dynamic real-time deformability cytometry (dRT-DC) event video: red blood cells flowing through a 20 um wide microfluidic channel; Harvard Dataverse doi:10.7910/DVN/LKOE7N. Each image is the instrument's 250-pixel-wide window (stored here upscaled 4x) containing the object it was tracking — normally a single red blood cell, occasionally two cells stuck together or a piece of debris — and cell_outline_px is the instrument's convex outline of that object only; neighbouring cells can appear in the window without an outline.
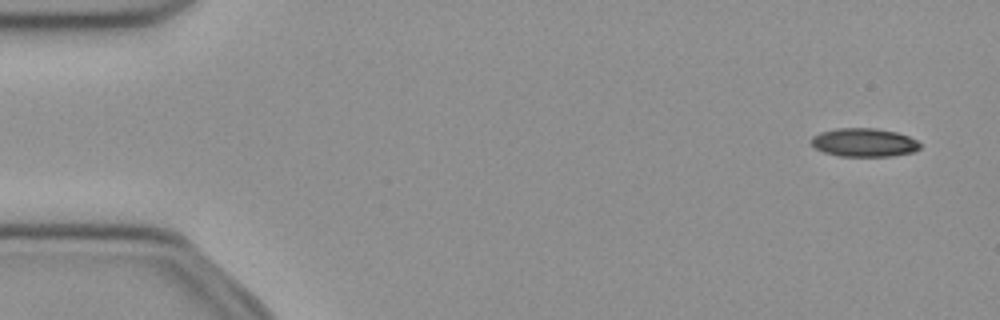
{"species": "common noctule bat (a hibernating species)", "species_latin": "Nyctalus noctula", "temperature_condition": "cold", "stored_images_in_passage": 45, "camera_frame_rate_fps": 3000, "um_per_image_px": 0.085, "animal": {"sex": "female", "body_mass_g": 21.9}, "frame": {"image": 1, "passage_image": 3, "time_ms": 0.667, "image_size_px": [1000, 320], "cell_outline_px": [[920, 148], [912, 152], [892, 156], [840, 156], [824, 152], [816, 148], [812, 144], [812, 136], [820, 132], [836, 128], [876, 128], [896, 132], [908, 136], [916, 140], [920, 144]], "centroid_in_image_um": [73.44, 12.1], "position_along_channel_um": 11.6, "area_um2": 17.98}}
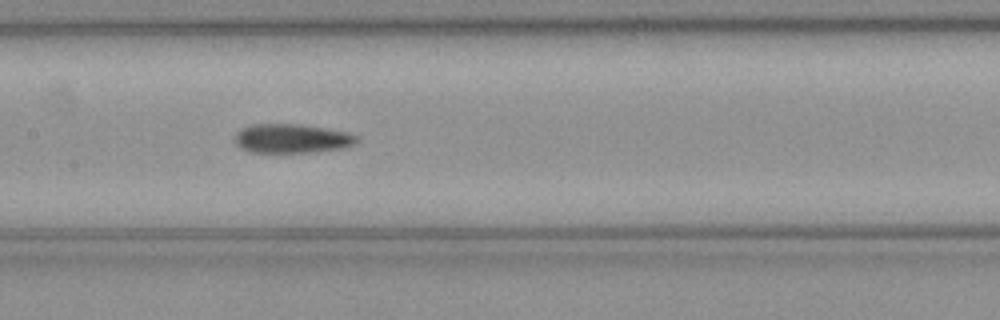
{"frame": {"image": 2, "passage_image": 18, "time_ms": 5.667, "image_size_px": [1000, 320], "cell_outline_px": [[360, 140], [356, 144], [344, 148], [316, 152], [248, 152], [240, 148], [232, 140], [236, 132], [240, 128], [252, 124], [300, 124], [352, 132], [360, 136]], "centroid_in_image_um": [24.84, 11.77], "position_along_channel_um": 182.6, "area_um2": 21.33}}
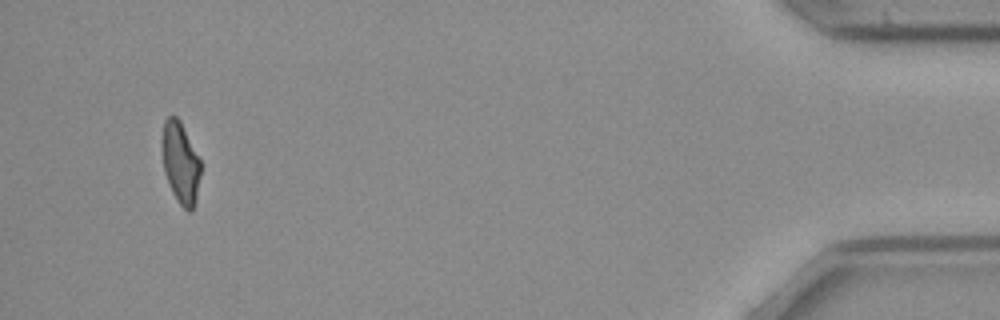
{"frame": {"image": 3, "passage_image": 42, "time_ms": 13.667, "image_size_px": [1000, 320], "cell_outline_px": [[200, 176], [196, 200], [192, 212], [188, 212], [180, 204], [172, 192], [168, 184], [164, 172], [164, 120], [168, 116], [176, 116], [180, 120], [200, 160]], "centroid_in_image_um": [15.37, 13.89], "position_along_channel_um": 419.8, "area_um2": 17.8}}